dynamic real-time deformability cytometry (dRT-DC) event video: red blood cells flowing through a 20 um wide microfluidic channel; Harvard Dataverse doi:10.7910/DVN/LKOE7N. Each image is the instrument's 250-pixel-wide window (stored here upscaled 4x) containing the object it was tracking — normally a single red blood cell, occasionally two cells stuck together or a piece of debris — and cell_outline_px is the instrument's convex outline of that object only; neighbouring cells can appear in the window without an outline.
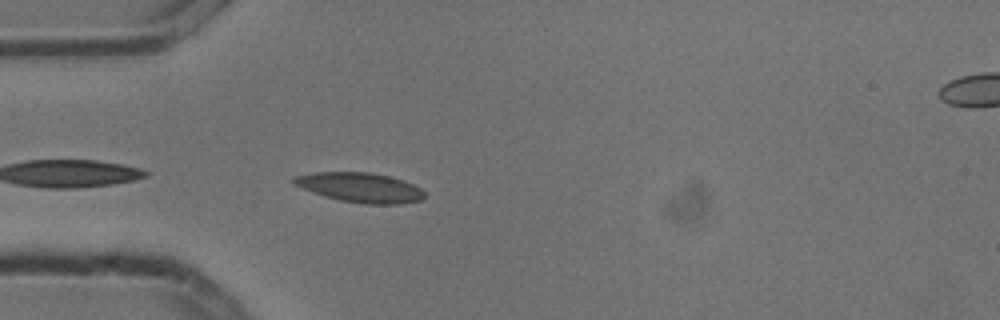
{"species": "common noctule bat (a hibernating species)", "species_latin": "Nyctalus noctula", "temperature_condition": "cold", "stored_images_in_passage": 5, "camera_frame_rate_fps": 3000, "um_per_image_px": 0.085, "animal": {"sex": "male", "body_mass_g": 13.3}, "frame": {"image": 1, "passage_image": 5, "time_ms": 1.333, "image_size_px": [1000, 320], "cell_outline_px": [[424, 196], [420, 200], [400, 204], [364, 204], [340, 200], [324, 196], [312, 192], [292, 184], [288, 180], [292, 176], [316, 172], [368, 172], [388, 176], [412, 184], [420, 188], [424, 192]], "centroid_in_image_um": [30.53, 15.93], "position_along_channel_um": 54.5, "area_um2": 22.6}}